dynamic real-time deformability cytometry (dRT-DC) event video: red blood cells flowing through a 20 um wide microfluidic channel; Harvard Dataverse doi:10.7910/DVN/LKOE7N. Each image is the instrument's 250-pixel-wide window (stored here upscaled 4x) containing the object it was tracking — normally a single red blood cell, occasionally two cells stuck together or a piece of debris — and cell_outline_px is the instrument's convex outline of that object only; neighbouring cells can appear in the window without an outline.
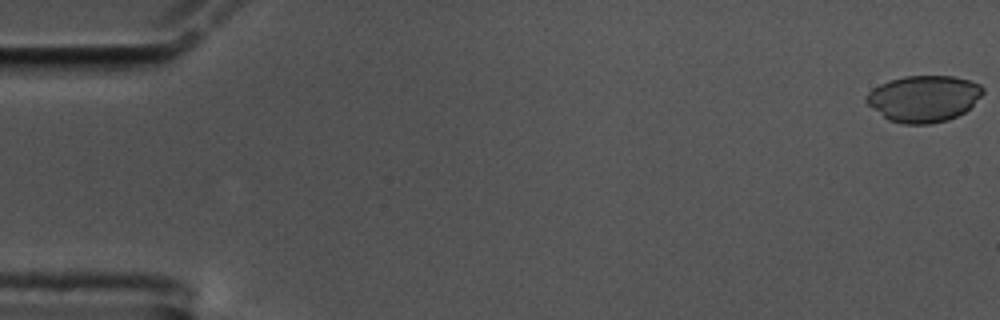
{"species": "common noctule bat (a hibernating species)", "species_latin": "Nyctalus noctula", "temperature_condition": "cold", "stored_images_in_passage": 58, "camera_frame_rate_fps": 3000, "um_per_image_px": 0.085, "animal": {"sex": "male", "body_mass_g": 17.5, "forearm_length_mm": 52.3}, "frame": {"image": 1, "passage_image": 1, "time_ms": 0.0, "image_size_px": [1000, 320], "cell_outline_px": [[984, 92], [964, 112], [948, 120], [928, 124], [904, 124], [888, 120], [872, 108], [864, 100], [864, 96], [872, 88], [888, 80], [904, 76], [952, 76], [968, 80], [980, 84], [984, 88]], "centroid_in_image_um": [78.47, 8.37], "position_along_channel_um": 6.5, "area_um2": 31.56}}
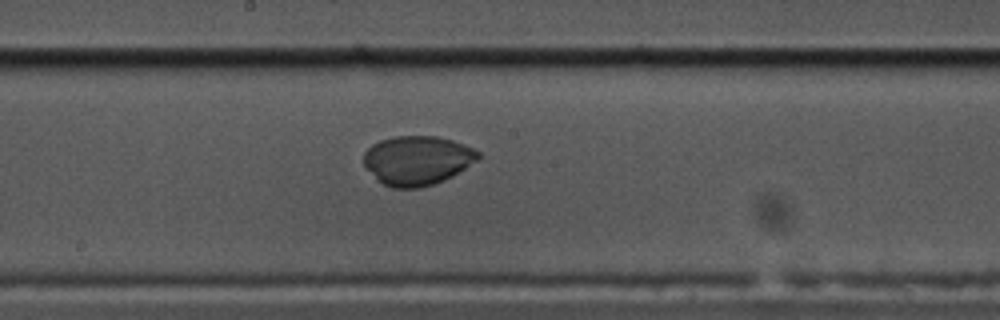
{"frame": {"image": 2, "passage_image": 31, "time_ms": 10.0, "image_size_px": [1000, 320], "cell_outline_px": [[480, 156], [476, 160], [452, 176], [444, 180], [420, 188], [392, 188], [384, 184], [364, 164], [364, 152], [372, 144], [380, 140], [396, 136], [440, 136], [464, 144], [480, 152]], "centroid_in_image_um": [35.48, 13.61], "position_along_channel_um": 212.7, "area_um2": 32.48}}
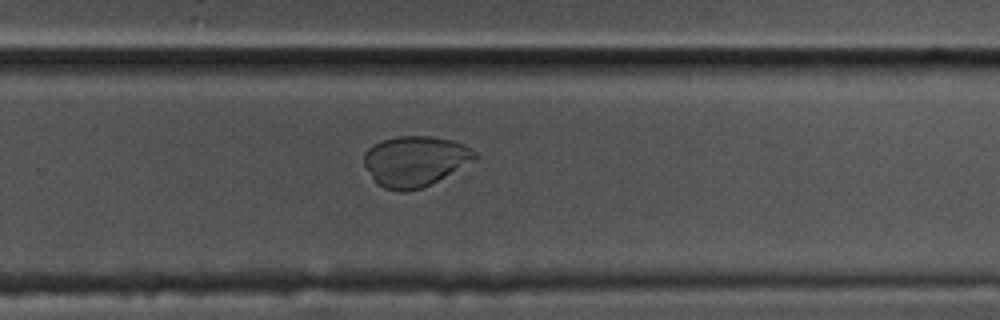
{"frame": {"image": 3, "passage_image": 38, "time_ms": 12.333, "image_size_px": [1000, 320], "cell_outline_px": [[480, 156], [444, 176], [420, 188], [404, 192], [400, 192], [384, 188], [376, 184], [372, 180], [364, 164], [364, 152], [368, 148], [384, 140], [396, 136], [428, 136], [452, 140], [464, 144], [476, 152]], "centroid_in_image_um": [35.24, 13.69], "position_along_channel_um": 294.6, "area_um2": 32.25}}